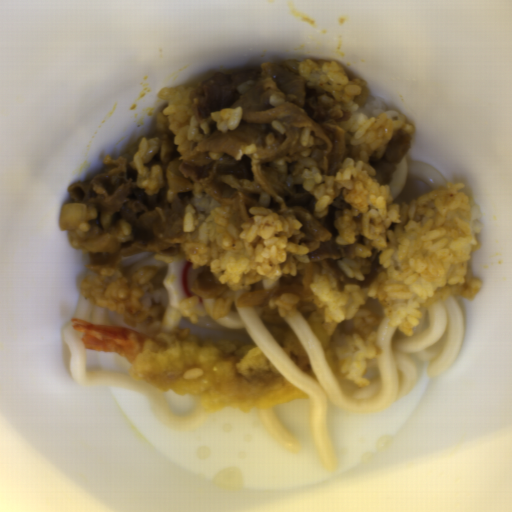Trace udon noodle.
<instances>
[{
	"label": "udon noodle",
	"mask_w": 512,
	"mask_h": 512,
	"mask_svg": "<svg viewBox=\"0 0 512 512\" xmlns=\"http://www.w3.org/2000/svg\"><path fill=\"white\" fill-rule=\"evenodd\" d=\"M62 337L69 351L71 377L83 386L107 385L144 393L150 399L151 409L157 421L171 431L192 432L200 426L210 411L201 402L189 414H175L169 407L165 390H158L147 382L136 381L131 374L88 372L86 346L80 339L84 334L73 327L72 322L61 328Z\"/></svg>",
	"instance_id": "obj_2"
},
{
	"label": "udon noodle",
	"mask_w": 512,
	"mask_h": 512,
	"mask_svg": "<svg viewBox=\"0 0 512 512\" xmlns=\"http://www.w3.org/2000/svg\"><path fill=\"white\" fill-rule=\"evenodd\" d=\"M169 264L170 261L155 259L151 252H142L120 259L114 268L127 276L139 268H154L156 273L150 284L153 289H164L162 281L168 272Z\"/></svg>",
	"instance_id": "obj_4"
},
{
	"label": "udon noodle",
	"mask_w": 512,
	"mask_h": 512,
	"mask_svg": "<svg viewBox=\"0 0 512 512\" xmlns=\"http://www.w3.org/2000/svg\"><path fill=\"white\" fill-rule=\"evenodd\" d=\"M231 306L228 316L214 319L216 300L204 298L207 316H199L192 324L181 310L168 302L162 312L158 329L148 330L146 324L130 326L123 316L99 305L90 304L80 293L72 318L90 324H116L135 329L150 339L160 330L173 332L187 329L203 338H226L237 343L256 345L265 357L295 387L306 393L309 403L308 424L312 444L326 471H337L335 450L328 435L327 402L335 408L352 414L379 413L388 409L412 391L418 381V370L411 359L415 355L426 362V373L431 379L447 371L456 361L462 346L465 323L462 306L455 296L440 299L423 311L411 335L382 320L375 330L378 352L368 361L366 387L350 380L338 382L322 347L308 325L306 318L312 312L298 311L296 315L280 316L266 300L263 306H237L244 291L229 289ZM289 326L294 329L308 360L319 380L316 382L300 370L280 349L268 326Z\"/></svg>",
	"instance_id": "obj_1"
},
{
	"label": "udon noodle",
	"mask_w": 512,
	"mask_h": 512,
	"mask_svg": "<svg viewBox=\"0 0 512 512\" xmlns=\"http://www.w3.org/2000/svg\"><path fill=\"white\" fill-rule=\"evenodd\" d=\"M260 418L268 434L289 453H298L301 451L299 442L289 433L272 407L258 409Z\"/></svg>",
	"instance_id": "obj_5"
},
{
	"label": "udon noodle",
	"mask_w": 512,
	"mask_h": 512,
	"mask_svg": "<svg viewBox=\"0 0 512 512\" xmlns=\"http://www.w3.org/2000/svg\"><path fill=\"white\" fill-rule=\"evenodd\" d=\"M388 184L393 204L400 205L435 192L447 183L427 162H408L404 155Z\"/></svg>",
	"instance_id": "obj_3"
}]
</instances>
